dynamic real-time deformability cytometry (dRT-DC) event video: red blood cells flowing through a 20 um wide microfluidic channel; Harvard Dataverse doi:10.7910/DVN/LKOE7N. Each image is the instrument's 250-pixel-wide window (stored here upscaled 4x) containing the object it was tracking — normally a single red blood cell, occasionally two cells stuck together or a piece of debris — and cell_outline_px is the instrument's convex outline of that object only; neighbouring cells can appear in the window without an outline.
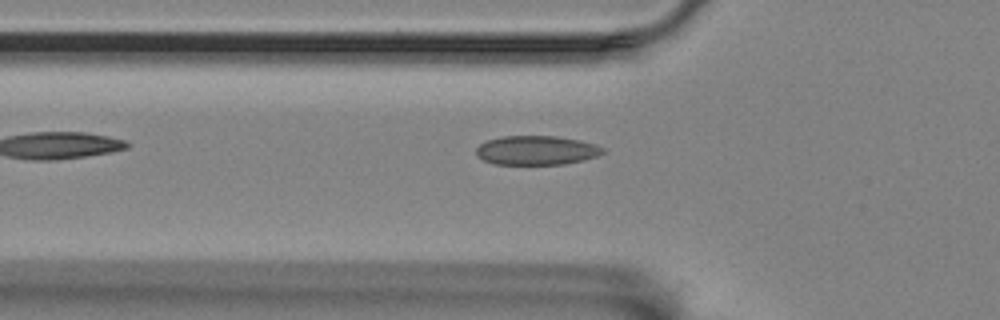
{"species": "Egyptian fruit bat (a non-hibernating species)", "species_latin": "Rousettus aegyptiacus", "temperature_condition": "room temperature", "stored_images_in_passage": 38, "camera_frame_rate_fps": 3000, "um_per_image_px": 0.085, "animal": {"sex": "female"}, "frame": {"image": 1, "passage_image": 2, "time_ms": 0.333, "image_size_px": [1000, 320], "cell_outline_px": [[604, 152], [596, 156], [584, 160], [564, 164], [492, 164], [476, 156], [476, 148], [480, 144], [488, 140], [500, 136], [556, 136], [580, 140], [596, 144], [604, 148]], "centroid_in_image_um": [45.59, 12.77], "position_along_channel_um": 80.2, "area_um2": 21.62}}
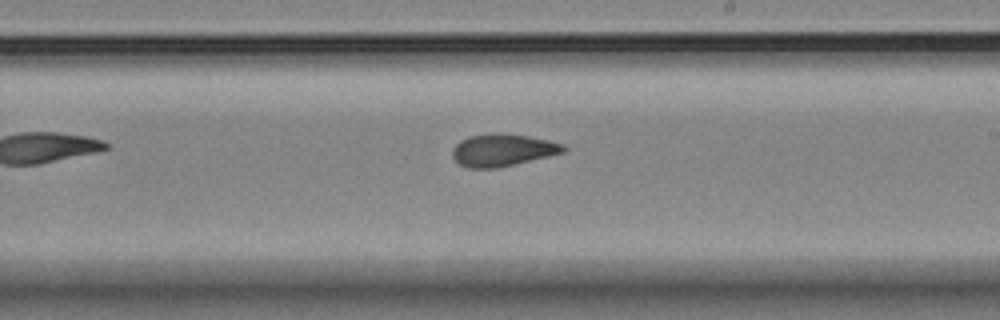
{"frame": {"image": 2, "passage_image": 16, "time_ms": 5.0, "image_size_px": [1000, 320], "cell_outline_px": [[568, 148], [564, 152], [548, 156], [496, 168], [468, 168], [460, 164], [452, 156], [452, 148], [460, 140], [468, 136], [488, 132], [500, 132], [528, 136], [548, 140], [564, 144]], "centroid_in_image_um": [42.7, 12.73], "position_along_channel_um": 246.3, "area_um2": 21.04}}
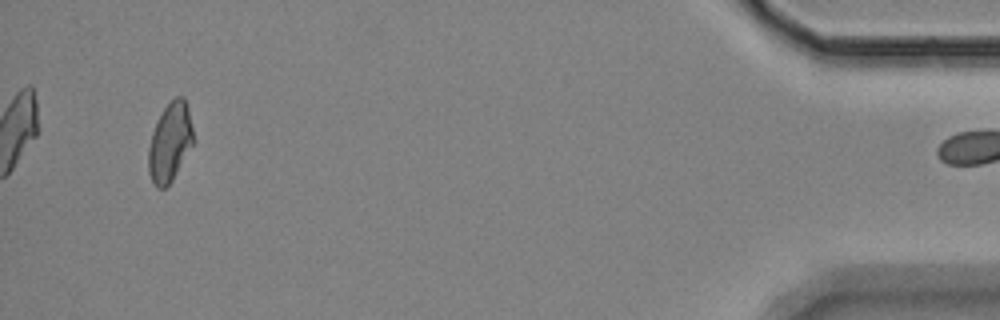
{"frame": {"image": 3, "passage_image": 37, "time_ms": 12.0, "image_size_px": [1000, 320], "cell_outline_px": [[192, 144], [172, 180], [164, 188], [156, 188], [148, 172], [148, 148], [152, 132], [156, 120], [164, 108], [176, 96], [184, 96], [188, 108], [192, 128]], "centroid_in_image_um": [14.41, 12.07], "position_along_channel_um": 420.8, "area_um2": 20.29}}